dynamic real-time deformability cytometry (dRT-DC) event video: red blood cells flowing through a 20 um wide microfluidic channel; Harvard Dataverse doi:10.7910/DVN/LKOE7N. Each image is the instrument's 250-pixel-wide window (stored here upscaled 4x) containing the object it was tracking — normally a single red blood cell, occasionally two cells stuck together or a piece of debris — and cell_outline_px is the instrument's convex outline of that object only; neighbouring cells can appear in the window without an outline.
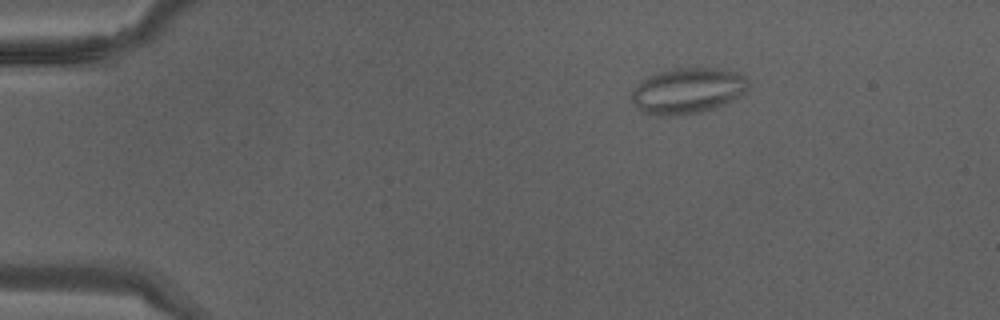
{"species": "Egyptian fruit bat (a non-hibernating species)", "species_latin": "Rousettus aegyptiacus", "temperature_condition": "warm", "stored_images_in_passage": 39, "camera_frame_rate_fps": 3000, "um_per_image_px": 0.085, "animal": {"sex": "male"}, "frame": {"image": 1, "passage_image": 5, "time_ms": 1.333, "image_size_px": [1000, 320], "cell_outline_px": [[748, 88], [744, 92], [732, 100], [716, 108], [700, 112], [680, 116], [660, 116], [640, 112], [636, 108], [632, 100], [632, 92], [640, 80], [648, 76], [672, 68], [720, 68], [736, 72], [744, 76], [748, 84]], "centroid_in_image_um": [58.41, 7.73], "position_along_channel_um": 26.6, "area_um2": 31.33}}
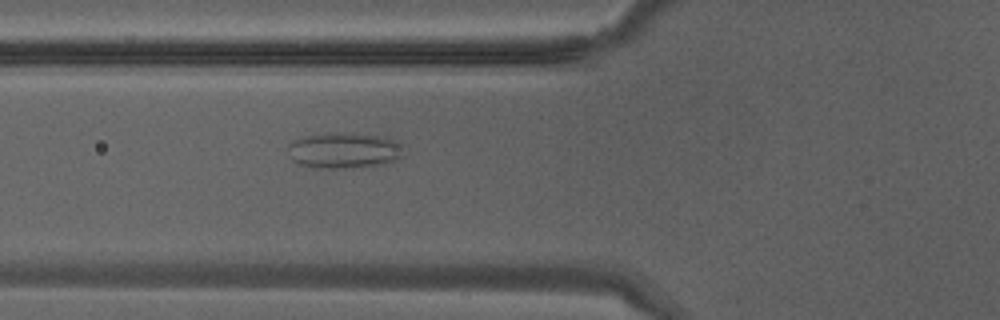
{"frame": {"image": 2, "passage_image": 14, "time_ms": 4.333, "image_size_px": [1000, 320], "cell_outline_px": [[404, 156], [388, 164], [352, 168], [312, 168], [300, 164], [292, 160], [288, 148], [288, 144], [292, 140], [308, 136], [328, 132], [344, 132], [384, 136], [400, 140], [404, 144]], "centroid_in_image_um": [29.34, 12.78], "position_along_channel_um": 96.5, "area_um2": 24.97}}
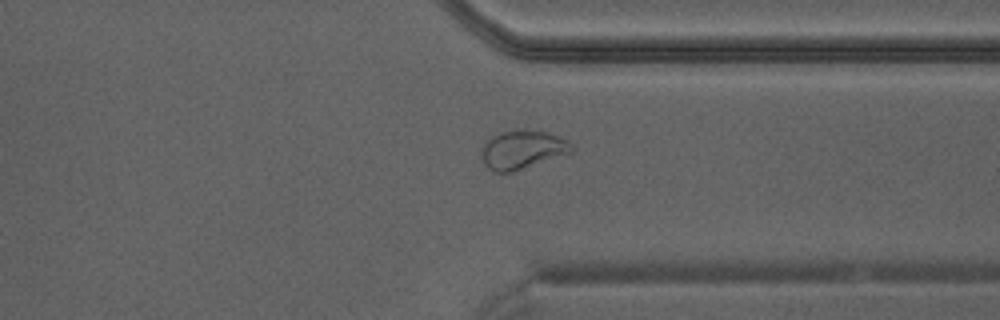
{"frame": {"image": 3, "passage_image": 30, "time_ms": 9.667, "image_size_px": [1000, 320], "cell_outline_px": [[572, 152], [512, 172], [496, 172], [488, 168], [484, 164], [480, 156], [480, 148], [492, 136], [504, 132], [544, 132], [568, 140], [572, 144]], "centroid_in_image_um": [44.36, 12.77], "position_along_channel_um": 367.0, "area_um2": 19.59}}